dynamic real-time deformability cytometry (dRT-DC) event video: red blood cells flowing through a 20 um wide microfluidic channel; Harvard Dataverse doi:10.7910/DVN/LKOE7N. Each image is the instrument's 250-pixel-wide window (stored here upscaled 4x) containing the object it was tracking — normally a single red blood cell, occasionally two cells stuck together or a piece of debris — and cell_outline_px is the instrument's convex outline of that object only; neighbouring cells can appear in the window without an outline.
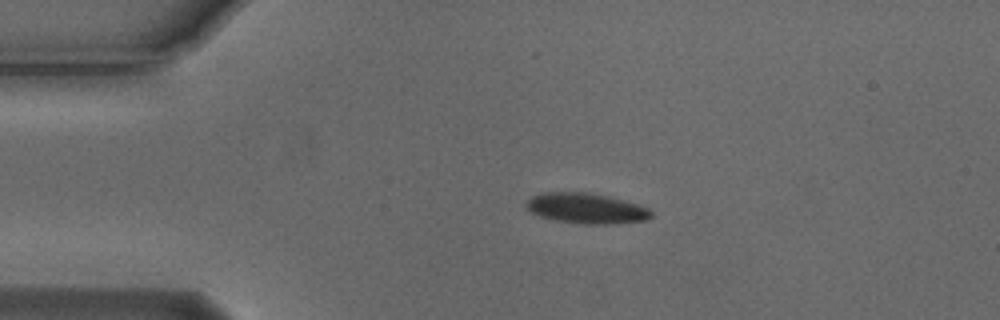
{"species": "Egyptian fruit bat (a non-hibernating species)", "species_latin": "Rousettus aegyptiacus", "temperature_condition": "cold", "stored_images_in_passage": 44, "camera_frame_rate_fps": 3000, "um_per_image_px": 0.085, "animal": {"sex": "male"}, "frame": {"image": 1, "passage_image": 1, "time_ms": 0.0, "image_size_px": [1000, 320], "cell_outline_px": [[652, 216], [644, 220], [612, 224], [580, 224], [556, 220], [540, 216], [528, 212], [524, 208], [524, 204], [532, 196], [548, 192], [584, 192], [604, 196], [636, 204], [648, 208], [652, 212]], "centroid_in_image_um": [49.75, 17.72], "position_along_channel_um": 35.2, "area_um2": 21.91}}
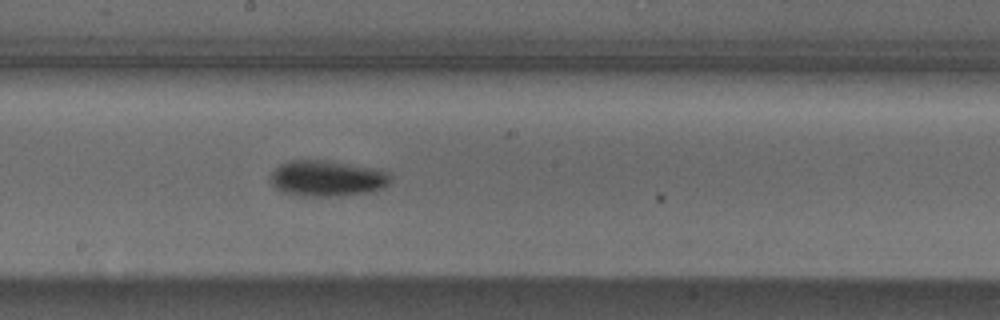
{"frame": {"image": 2, "passage_image": 19, "time_ms": 6.0, "image_size_px": [1000, 320], "cell_outline_px": [[392, 180], [384, 188], [372, 192], [336, 196], [300, 196], [280, 192], [272, 184], [272, 172], [280, 164], [288, 160], [324, 160], [380, 168], [388, 172], [392, 176]], "centroid_in_image_um": [27.86, 15.16], "position_along_channel_um": 220.3, "area_um2": 25.55}}
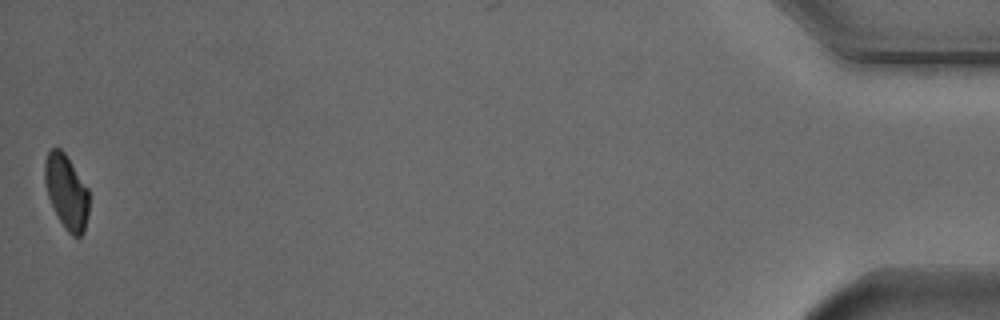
{"frame": {"image": 3, "passage_image": 44, "time_ms": 14.333, "image_size_px": [1000, 320], "cell_outline_px": [[88, 216], [84, 232], [80, 236], [72, 236], [64, 228], [48, 196], [44, 180], [44, 160], [48, 152], [52, 148], [60, 148], [64, 152], [88, 188]], "centroid_in_image_um": [5.64, 16.3], "position_along_channel_um": 429.6, "area_um2": 19.02}, "authors_computed_cell_mechanics": {"area_um2": 22.6865, "velocity_mm_per_s": 3.7127, "shape_relaxation_time_tau1_ms": 3.1767, "shape_relaxation_time_tau2_ms": null, "deformation_change_tau1": 0.1028, "deformation_change_tau2": null}}